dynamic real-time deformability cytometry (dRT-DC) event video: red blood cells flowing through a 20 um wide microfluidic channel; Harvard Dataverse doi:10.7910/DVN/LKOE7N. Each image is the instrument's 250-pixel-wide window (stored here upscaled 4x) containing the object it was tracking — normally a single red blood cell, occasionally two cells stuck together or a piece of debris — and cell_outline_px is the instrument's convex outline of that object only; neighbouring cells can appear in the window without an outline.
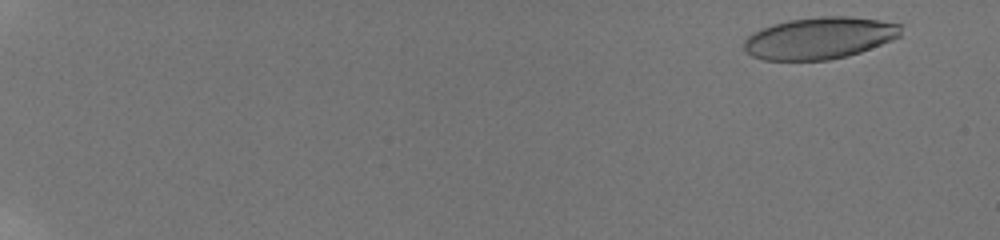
{"species": "human", "species_latin": "Homo sapiens", "temperature_condition": "room temperature", "stored_images_in_passage": 59, "camera_frame_rate_fps": 3000, "um_per_image_px": 0.085, "donor": {"sex": "male"}, "frame": {"image": 1, "passage_image": 5, "time_ms": 1.333, "image_size_px": [1000, 240], "cell_outline_px": [[904, 24], [900, 36], [892, 40], [860, 52], [848, 56], [828, 60], [764, 60], [752, 56], [744, 52], [744, 40], [752, 32], [760, 28], [788, 20], [820, 16], [848, 16], [880, 20]], "centroid_in_image_um": [69.66, 3.23], "position_along_channel_um": 15.3, "area_um2": 38.61}}
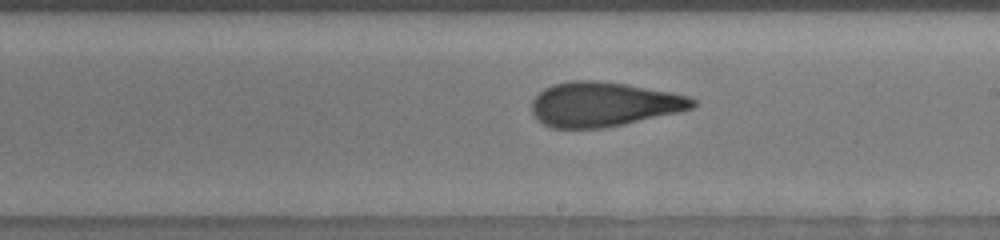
{"frame": {"image": 2, "passage_image": 39, "time_ms": 12.667, "image_size_px": [1000, 240], "cell_outline_px": [[696, 104], [692, 108], [680, 112], [624, 124], [604, 128], [552, 128], [544, 124], [532, 112], [532, 100], [544, 88], [552, 84], [572, 80], [600, 80], [624, 84], [668, 92], [688, 96], [696, 100]], "centroid_in_image_um": [51.3, 8.86], "position_along_channel_um": 237.7, "area_um2": 41.56}}
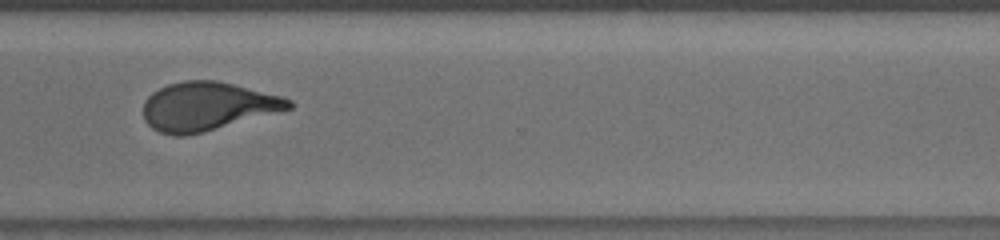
{"frame": {"image": 3, "passage_image": 48, "time_ms": 15.667, "image_size_px": [1000, 240], "cell_outline_px": [[292, 108], [204, 132], [184, 136], [172, 136], [160, 132], [152, 128], [144, 120], [144, 104], [148, 96], [152, 92], [168, 84], [184, 80], [216, 80], [280, 96], [292, 100]], "centroid_in_image_um": [17.58, 9.05], "position_along_channel_um": 353.0, "area_um2": 40.81}, "authors_computed_cell_mechanics": {"area_um2": 40.8068, "velocity_mm_per_s": 3.8436, "shape_relaxation_time_tau1_ms": 8.5261, "shape_relaxation_time_tau2_ms": 1.5533, "deformation_change_tau1": 0.2702, "deformation_change_tau2": 0.1002}}